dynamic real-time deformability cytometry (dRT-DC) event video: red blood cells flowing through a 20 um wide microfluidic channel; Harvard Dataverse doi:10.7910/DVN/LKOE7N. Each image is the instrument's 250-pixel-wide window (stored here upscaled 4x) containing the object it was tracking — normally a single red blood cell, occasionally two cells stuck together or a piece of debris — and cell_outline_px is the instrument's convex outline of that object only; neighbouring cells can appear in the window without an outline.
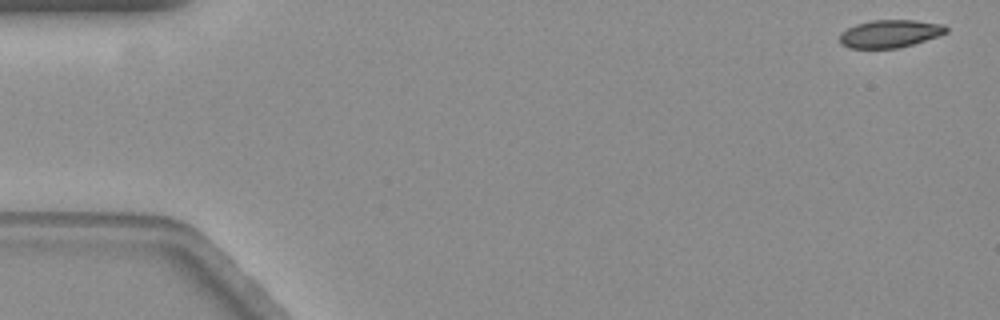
{"species": "common noctule bat (a hibernating species)", "species_latin": "Nyctalus noctula", "temperature_condition": "warm", "stored_images_in_passage": 57, "camera_frame_rate_fps": 3000, "um_per_image_px": 0.085, "animal": {"sex": "female", "body_mass_g": 19.3, "forearm_length_mm": 54.1}, "frame": {"image": 1, "passage_image": 1, "time_ms": 0.0, "image_size_px": [1000, 320], "cell_outline_px": [[948, 32], [912, 44], [896, 48], [848, 48], [840, 44], [840, 32], [856, 24], [872, 20], [916, 20], [944, 24], [948, 28]], "centroid_in_image_um": [75.62, 2.85], "position_along_channel_um": 9.4, "area_um2": 17.17}}
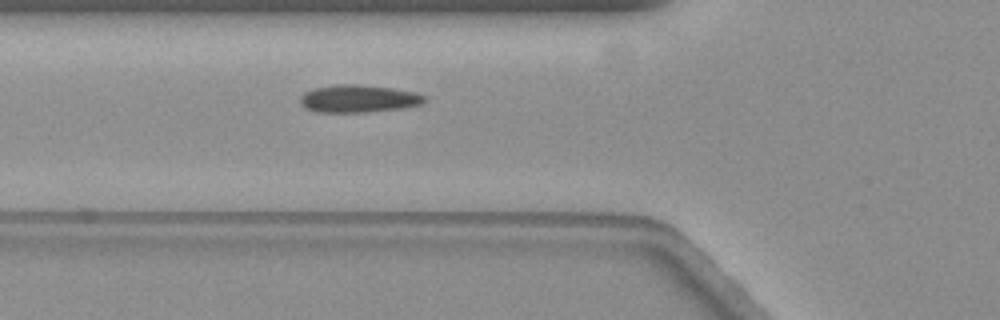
{"frame": {"image": 2, "passage_image": 20, "time_ms": 6.333, "image_size_px": [1000, 320], "cell_outline_px": [[428, 100], [420, 104], [404, 108], [368, 112], [316, 112], [300, 104], [300, 96], [304, 92], [312, 88], [336, 84], [356, 84], [392, 88], [416, 92], [428, 96]], "centroid_in_image_um": [30.5, 8.38], "position_along_channel_um": 95.3, "area_um2": 20.23}}
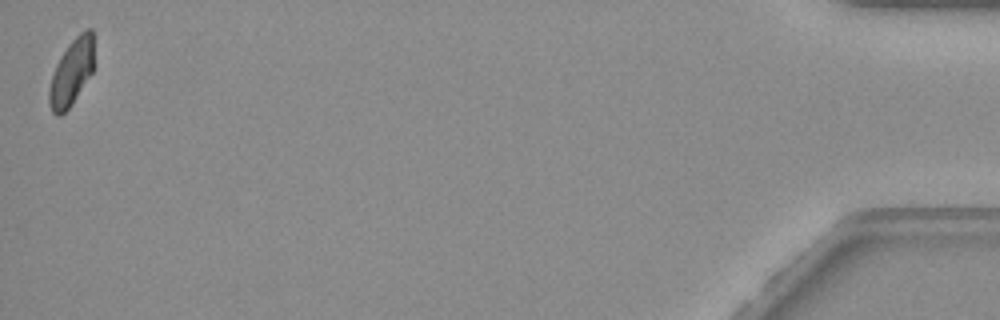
{"frame": {"image": 3, "passage_image": 57, "time_ms": 18.667, "image_size_px": [1000, 320], "cell_outline_px": [[92, 72], [68, 108], [60, 116], [56, 116], [52, 112], [48, 100], [48, 88], [56, 64], [60, 56], [68, 44], [80, 32], [88, 28], [92, 28]], "centroid_in_image_um": [6.03, 6.15], "position_along_channel_um": 429.2, "area_um2": 16.94}, "authors_computed_cell_mechanics": {"area_um2": 19.074, "velocity_mm_per_s": 3.527, "shape_relaxation_time_tau1_ms": null, "shape_relaxation_time_tau2_ms": 2.6921, "deformation_change_tau1": null, "deformation_change_tau2": 0.0604}}